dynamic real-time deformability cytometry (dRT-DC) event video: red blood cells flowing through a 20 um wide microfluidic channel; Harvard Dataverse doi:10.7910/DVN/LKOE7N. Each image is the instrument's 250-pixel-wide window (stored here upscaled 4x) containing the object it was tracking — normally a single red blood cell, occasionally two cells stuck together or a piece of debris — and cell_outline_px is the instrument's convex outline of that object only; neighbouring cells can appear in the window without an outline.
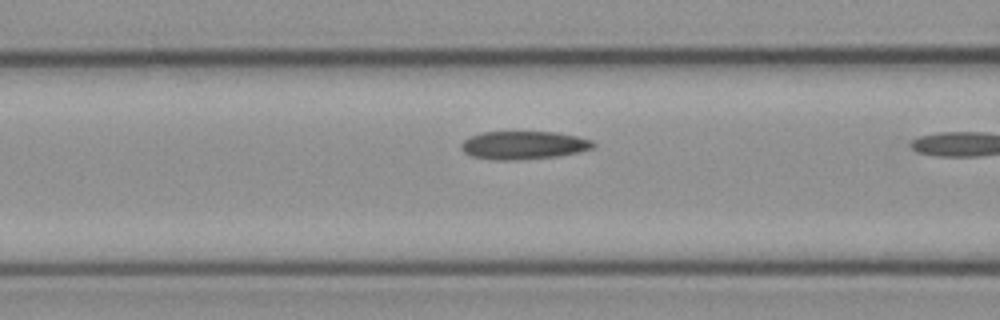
{"species": "common noctule bat (a hibernating species)", "species_latin": "Nyctalus noctula", "temperature_condition": "cold", "stored_images_in_passage": 20, "camera_frame_rate_fps": 3000, "um_per_image_px": 0.085, "animal": {"sex": "female", "body_mass_g": 21.9}, "frame": {"image": 1, "passage_image": 19, "time_ms": 6.0, "image_size_px": [1000, 320], "cell_outline_px": [[596, 148], [556, 156], [508, 160], [496, 160], [472, 156], [464, 152], [460, 148], [460, 144], [468, 136], [480, 132], [556, 132], [576, 136], [592, 140], [596, 144]], "centroid_in_image_um": [44.48, 12.33], "position_along_channel_um": 122.1, "area_um2": 21.62}}